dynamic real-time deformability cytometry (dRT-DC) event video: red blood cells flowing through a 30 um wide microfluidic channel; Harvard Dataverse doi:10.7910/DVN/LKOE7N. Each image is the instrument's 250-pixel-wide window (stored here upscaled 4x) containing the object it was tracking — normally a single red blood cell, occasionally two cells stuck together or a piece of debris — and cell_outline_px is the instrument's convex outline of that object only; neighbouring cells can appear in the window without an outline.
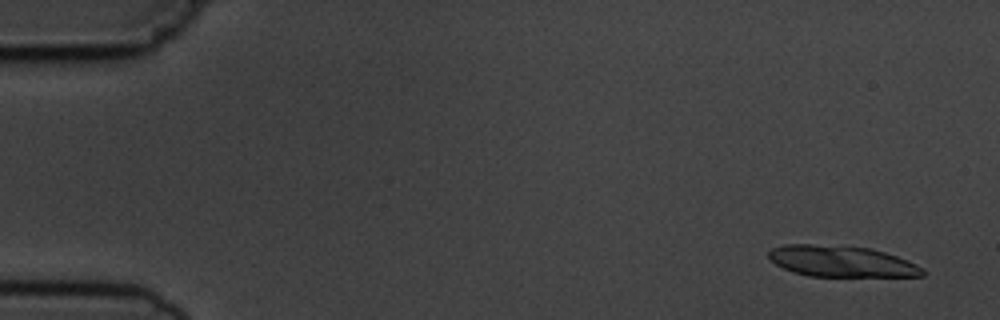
{"species": "common noctule bat (a hibernating species)", "species_latin": "Nyctalus noctula", "temperature_condition": "cold", "stored_images_in_passage": 5, "camera_frame_rate_fps": 3000, "um_per_image_px": 0.085, "animal": {"sex": "male", "body_mass_g": 19.5, "forearm_length_mm": 54.6}, "frame": {"image": 1, "passage_image": 1, "time_ms": 0.0, "image_size_px": [1000, 320], "cell_outline_px": [[924, 276], [808, 276], [792, 272], [776, 264], [768, 256], [768, 252], [772, 248], [784, 244], [812, 244], [872, 248], [896, 256], [916, 264], [924, 272]], "centroid_in_image_um": [71.48, 22.21], "position_along_channel_um": 13.5, "area_um2": 27.69}}